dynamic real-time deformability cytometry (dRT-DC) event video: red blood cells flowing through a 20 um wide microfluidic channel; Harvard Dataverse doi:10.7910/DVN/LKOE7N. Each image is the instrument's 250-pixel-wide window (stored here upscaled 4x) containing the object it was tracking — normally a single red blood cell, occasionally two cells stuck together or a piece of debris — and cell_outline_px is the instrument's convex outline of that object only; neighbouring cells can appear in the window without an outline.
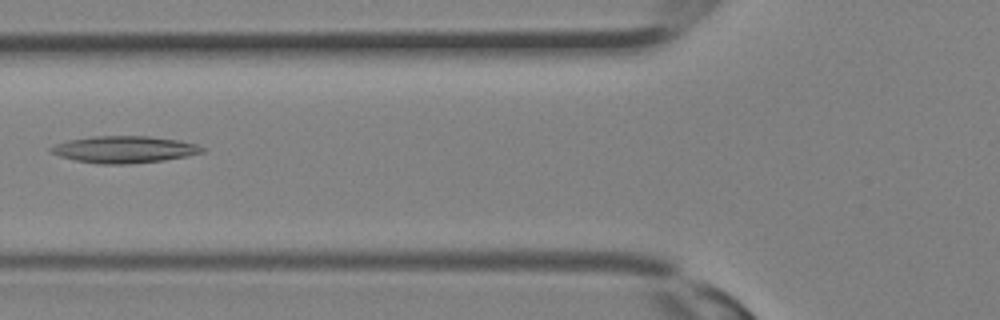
{"species": "Egyptian fruit bat (a non-hibernating species)", "species_latin": "Rousettus aegyptiacus", "temperature_condition": "room temperature", "stored_images_in_passage": 10, "camera_frame_rate_fps": 3000, "um_per_image_px": 0.085, "animal": {"sex": "female"}, "frame": {"image": 1, "passage_image": 5, "time_ms": 1.333, "image_size_px": [1000, 320], "cell_outline_px": [[208, 148], [204, 152], [188, 156], [164, 160], [128, 164], [96, 164], [76, 160], [60, 156], [48, 152], [48, 148], [56, 144], [68, 140], [92, 136], [148, 136], [180, 140], [196, 144]], "centroid_in_image_um": [10.58, 12.7], "position_along_channel_um": 115.2, "area_um2": 23.93}}
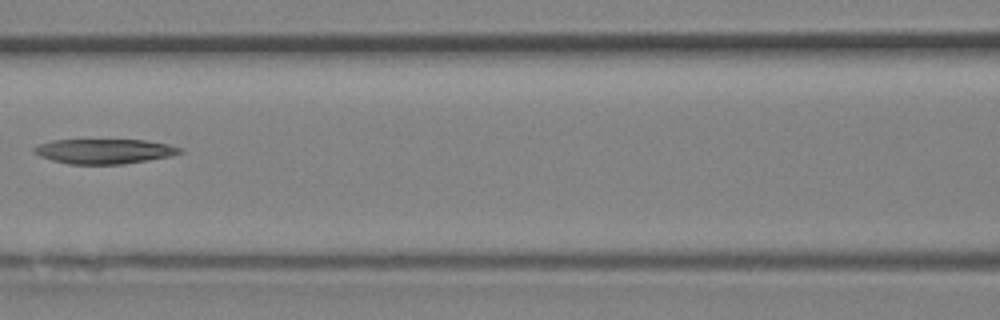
{"frame": {"image": 2, "passage_image": 7, "time_ms": 2.0, "image_size_px": [1000, 320], "cell_outline_px": [[184, 152], [172, 156], [124, 164], [68, 164], [52, 160], [40, 156], [32, 152], [32, 148], [40, 144], [52, 140], [144, 140], [168, 144], [184, 148]], "centroid_in_image_um": [8.89, 12.86], "position_along_channel_um": 157.7, "area_um2": 21.21}}
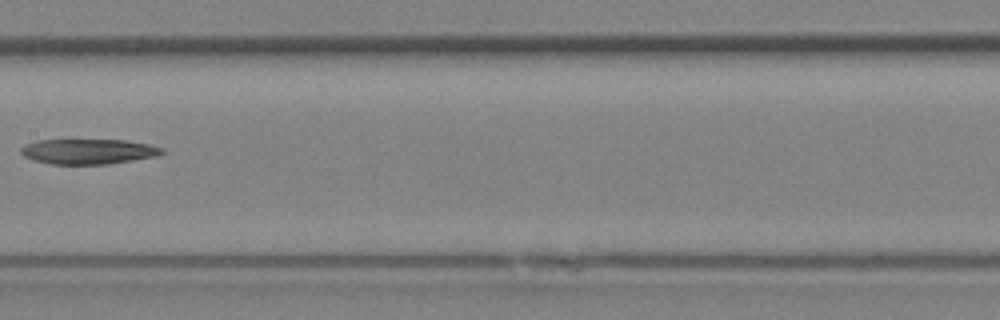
{"frame": {"image": 3, "passage_image": 9, "time_ms": 2.667, "image_size_px": [1000, 320], "cell_outline_px": [[164, 152], [156, 156], [108, 164], [48, 164], [32, 160], [24, 156], [20, 152], [20, 148], [24, 144], [36, 140], [124, 140], [148, 144], [164, 148]], "centroid_in_image_um": [7.45, 12.87], "position_along_channel_um": 199.9, "area_um2": 20.75}}